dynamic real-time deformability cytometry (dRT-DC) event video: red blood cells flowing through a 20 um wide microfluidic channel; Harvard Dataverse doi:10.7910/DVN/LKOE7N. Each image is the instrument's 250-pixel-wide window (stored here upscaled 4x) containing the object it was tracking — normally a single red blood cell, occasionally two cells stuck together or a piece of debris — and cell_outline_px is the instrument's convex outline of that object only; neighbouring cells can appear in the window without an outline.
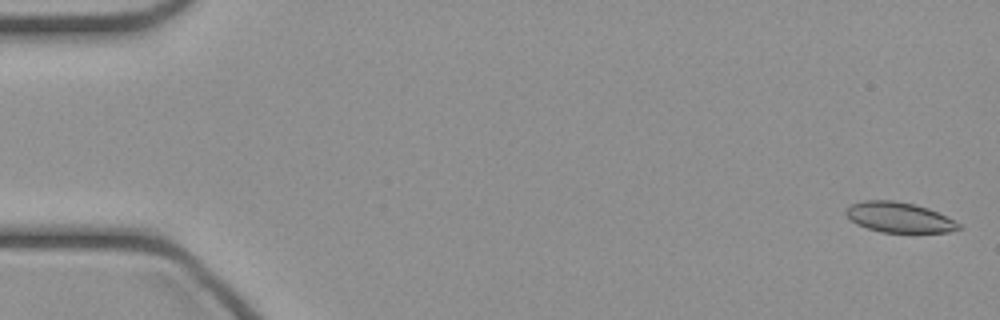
{"species": "common noctule bat (a hibernating species)", "species_latin": "Nyctalus noctula", "temperature_condition": "cold", "stored_images_in_passage": 25, "camera_frame_rate_fps": 3000, "um_per_image_px": 0.085, "animal": {"sex": "female", "body_mass_g": 21.9}, "frame": {"image": 1, "passage_image": 1, "time_ms": 0.0, "image_size_px": [1000, 320], "cell_outline_px": [[960, 228], [948, 232], [880, 232], [856, 224], [844, 212], [852, 204], [864, 200], [892, 200], [912, 204], [928, 208], [960, 224]], "centroid_in_image_um": [76.39, 18.47], "position_along_channel_um": 8.6, "area_um2": 19.42}}
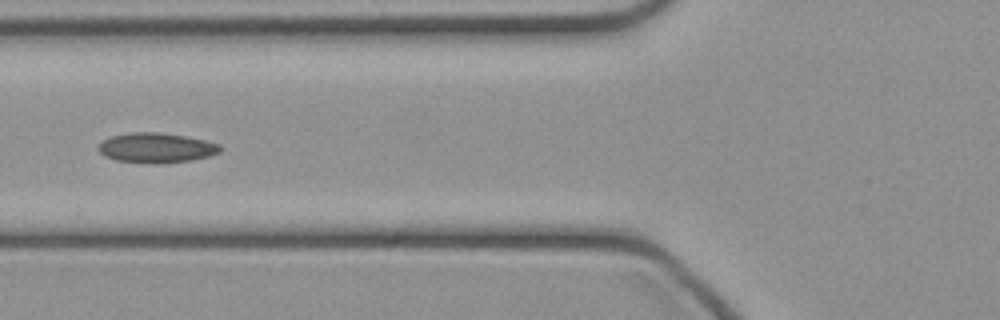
{"frame": {"image": 2, "passage_image": 18, "time_ms": 5.667, "image_size_px": [1000, 320], "cell_outline_px": [[224, 148], [220, 152], [208, 156], [192, 160], [116, 160], [104, 156], [100, 152], [100, 144], [104, 140], [112, 136], [132, 132], [160, 132], [184, 136], [204, 140], [220, 144]], "centroid_in_image_um": [13.34, 12.5], "position_along_channel_um": 112.5, "area_um2": 20.0}}
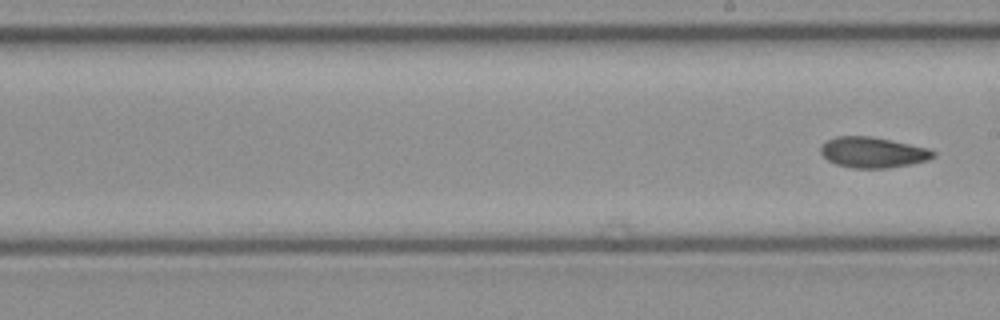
{"frame": {"image": 3, "passage_image": 25, "time_ms": 8.0, "image_size_px": [1000, 320], "cell_outline_px": [[936, 156], [928, 160], [912, 164], [888, 168], [852, 168], [836, 164], [828, 160], [820, 152], [820, 144], [836, 136], [868, 136], [928, 148], [936, 152]], "centroid_in_image_um": [74.18, 12.96], "position_along_channel_um": 214.8, "area_um2": 20.06}}